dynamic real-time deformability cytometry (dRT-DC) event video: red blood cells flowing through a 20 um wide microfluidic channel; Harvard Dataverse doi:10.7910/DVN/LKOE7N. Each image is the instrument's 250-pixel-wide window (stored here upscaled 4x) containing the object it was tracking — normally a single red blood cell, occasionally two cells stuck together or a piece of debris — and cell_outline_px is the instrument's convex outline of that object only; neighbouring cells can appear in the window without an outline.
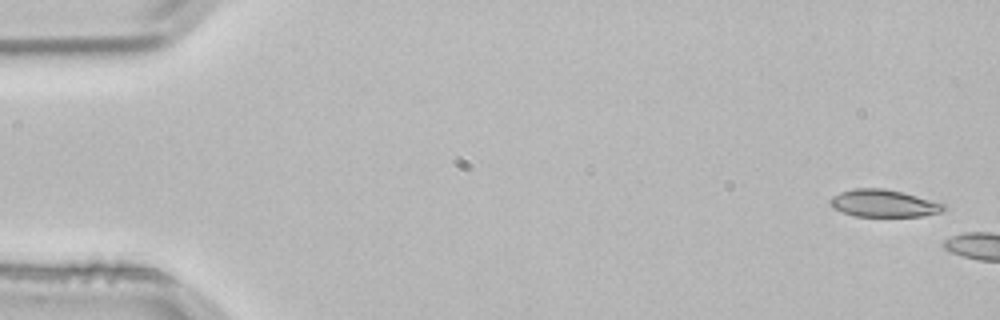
{"species": "common noctule bat (a hibernating species)", "species_latin": "Nyctalus noctula", "temperature_condition": "room temperature", "stored_images_in_passage": 3, "camera_frame_rate_fps": 3000, "um_per_image_px": 0.085, "animal": {"sex": "male", "body_mass_g": 21.5, "forearm_length_mm": 52.0}, "frame": {"image": 1, "passage_image": 1, "time_ms": 0.0, "image_size_px": [1000, 320], "cell_outline_px": [[944, 208], [940, 212], [924, 216], [856, 216], [832, 208], [828, 200], [832, 196], [840, 192], [852, 188], [884, 188], [904, 192], [944, 204]], "centroid_in_image_um": [75.06, 17.27], "position_along_channel_um": 9.9, "area_um2": 18.03}}